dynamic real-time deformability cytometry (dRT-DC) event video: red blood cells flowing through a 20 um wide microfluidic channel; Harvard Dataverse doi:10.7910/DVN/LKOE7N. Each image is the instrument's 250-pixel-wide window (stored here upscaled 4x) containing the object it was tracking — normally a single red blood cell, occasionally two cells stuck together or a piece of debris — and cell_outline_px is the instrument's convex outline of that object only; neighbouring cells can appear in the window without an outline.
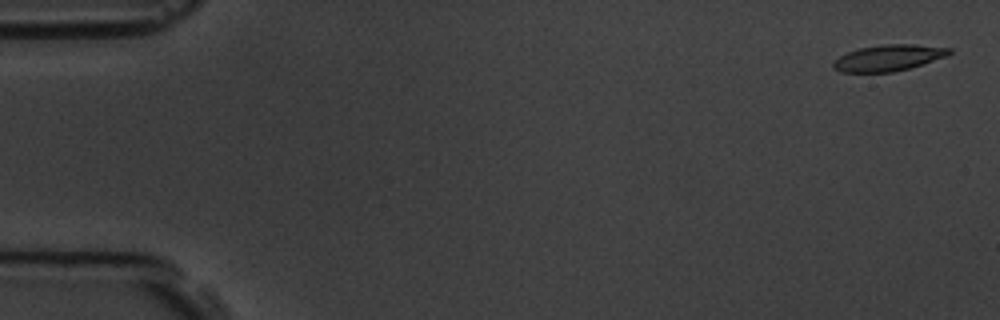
{"species": "common noctule bat (a hibernating species)", "species_latin": "Nyctalus noctula", "temperature_condition": "room temperature", "stored_images_in_passage": 6, "camera_frame_rate_fps": 3000, "um_per_image_px": 0.085, "animal": {"sex": "male", "body_mass_g": 19.5, "forearm_length_mm": 54.6}, "frame": {"image": 1, "passage_image": 1, "time_ms": 0.0, "image_size_px": [1000, 320], "cell_outline_px": [[952, 52], [948, 56], [908, 68], [892, 72], [840, 72], [832, 68], [832, 64], [840, 56], [848, 52], [860, 48], [884, 44], [912, 44], [952, 48]], "centroid_in_image_um": [75.53, 4.91], "position_along_channel_um": 9.5, "area_um2": 17.57}}
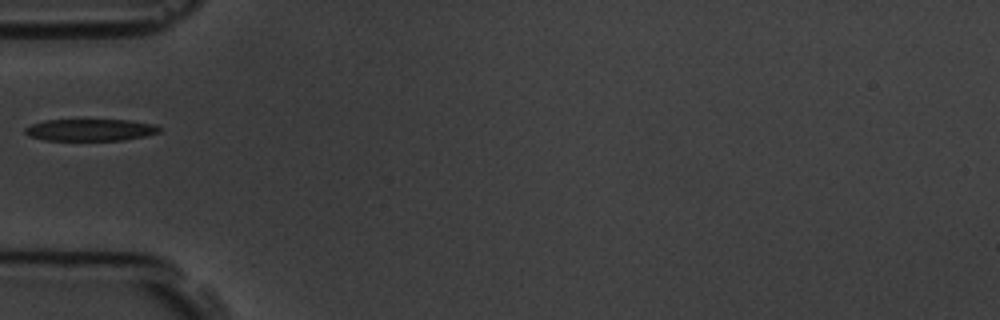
{"frame": {"image": 2, "passage_image": 5, "time_ms": 5.667, "image_size_px": [1000, 320], "cell_outline_px": [[160, 132], [144, 136], [124, 140], [44, 140], [28, 136], [24, 132], [24, 128], [32, 124], [44, 120], [132, 120], [156, 124], [160, 128]], "centroid_in_image_um": [7.68, 11.04], "position_along_channel_um": 77.3, "area_um2": 17.22}}
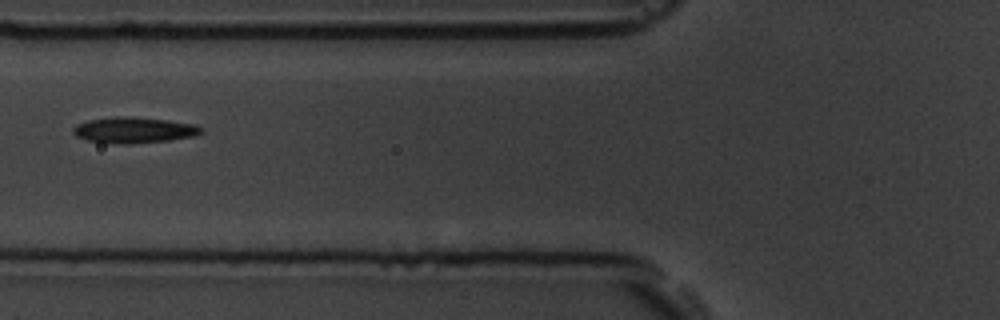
{"frame": {"image": 3, "passage_image": 6, "time_ms": 6.667, "image_size_px": [1000, 320], "cell_outline_px": [[204, 132], [196, 136], [168, 140], [132, 144], [116, 144], [88, 140], [76, 136], [72, 132], [72, 128], [76, 124], [88, 120], [116, 116], [132, 116], [168, 120], [196, 124], [204, 128]], "centroid_in_image_um": [11.42, 11.05], "position_along_channel_um": 114.4, "area_um2": 19.65}}